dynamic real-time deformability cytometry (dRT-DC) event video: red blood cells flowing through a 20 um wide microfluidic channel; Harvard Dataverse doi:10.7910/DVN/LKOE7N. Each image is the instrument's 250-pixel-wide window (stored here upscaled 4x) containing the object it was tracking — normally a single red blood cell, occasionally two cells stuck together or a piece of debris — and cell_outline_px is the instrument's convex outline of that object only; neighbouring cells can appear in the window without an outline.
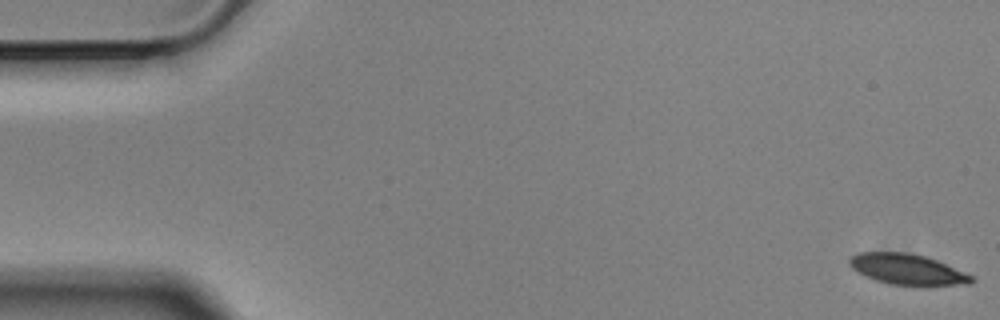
{"species": "Egyptian fruit bat (a non-hibernating species)", "species_latin": "Rousettus aegyptiacus", "temperature_condition": "cold", "stored_images_in_passage": 57, "camera_frame_rate_fps": 3000, "um_per_image_px": 0.085, "animal": {"sex": "male"}, "frame": {"image": 1, "passage_image": 1, "time_ms": 0.0, "image_size_px": [1000, 320], "cell_outline_px": [[976, 280], [968, 284], [888, 284], [876, 280], [852, 268], [848, 264], [848, 260], [856, 252], [908, 252], [924, 256], [936, 260], [972, 276]], "centroid_in_image_um": [77.07, 22.86], "position_along_channel_um": 7.9, "area_um2": 21.15}}
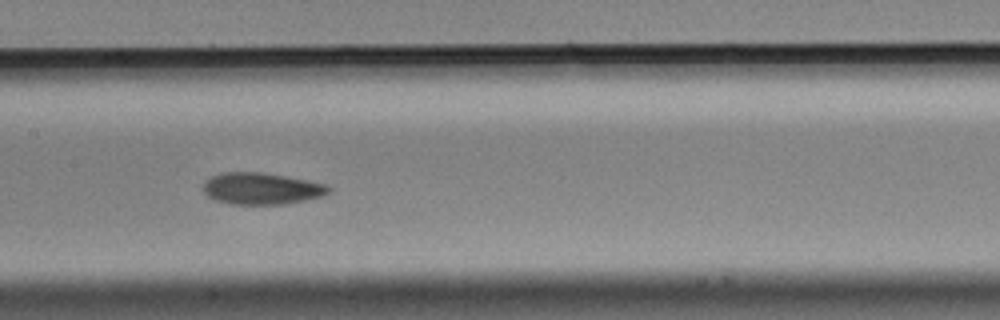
{"frame": {"image": 2, "passage_image": 28, "time_ms": 9.0, "image_size_px": [1000, 320], "cell_outline_px": [[332, 188], [324, 196], [284, 204], [228, 204], [216, 200], [208, 196], [204, 192], [204, 180], [212, 176], [224, 172], [264, 172], [308, 180], [324, 184]], "centroid_in_image_um": [22.22, 16.02], "position_along_channel_um": 185.2, "area_um2": 23.18}}
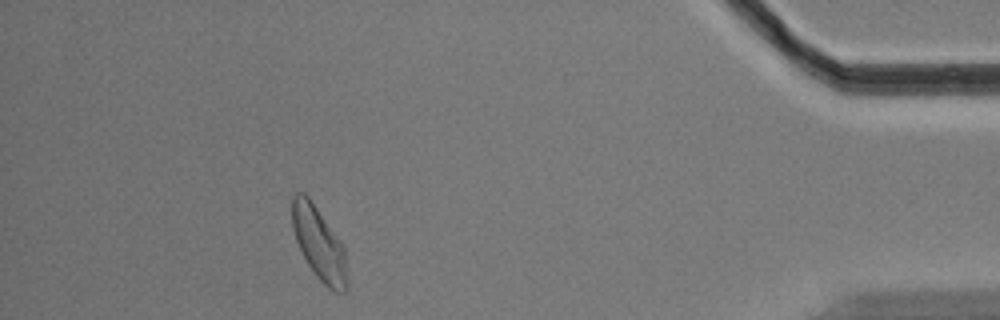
{"frame": {"image": 3, "passage_image": 52, "time_ms": 17.0, "image_size_px": [1000, 320], "cell_outline_px": [[348, 288], [344, 292], [336, 292], [328, 288], [316, 276], [308, 264], [296, 240], [292, 228], [292, 196], [296, 192], [304, 192], [308, 196], [344, 248], [348, 280]], "centroid_in_image_um": [27.11, 20.73], "position_along_channel_um": 408.1, "area_um2": 23.0}, "authors_computed_cell_mechanics": {"area_um2": 23.2356, "velocity_mm_per_s": 3.4703, "shape_relaxation_time_tau1_ms": 3.1259, "shape_relaxation_time_tau2_ms": 5.5411, "deformation_change_tau1": 0.1029, "deformation_change_tau2": 0.0932}}